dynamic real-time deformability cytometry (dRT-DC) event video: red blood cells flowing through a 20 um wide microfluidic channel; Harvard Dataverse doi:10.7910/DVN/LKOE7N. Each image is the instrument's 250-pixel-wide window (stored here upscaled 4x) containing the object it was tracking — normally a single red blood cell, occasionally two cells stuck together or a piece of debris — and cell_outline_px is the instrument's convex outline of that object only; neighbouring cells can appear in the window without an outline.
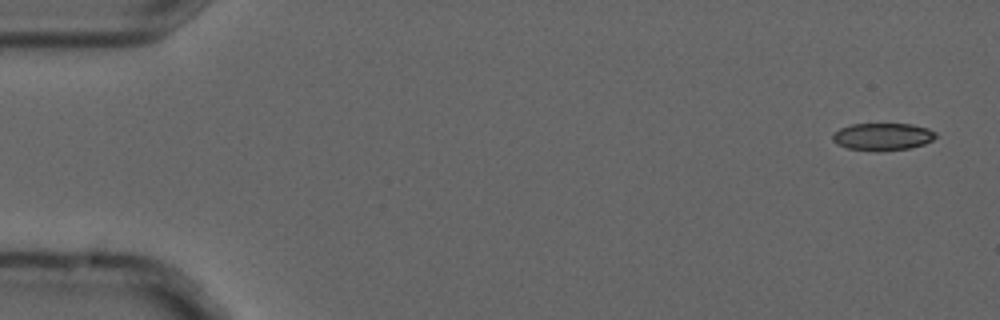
{"species": "common noctule bat (a hibernating species)", "species_latin": "Nyctalus noctula", "temperature_condition": "cold", "stored_images_in_passage": 4, "camera_frame_rate_fps": 3000, "um_per_image_px": 0.085, "animal": {"sex": "male", "forearm_length_mm": 52.5}, "frame": {"image": 1, "passage_image": 1, "time_ms": 0.0, "image_size_px": [1000, 320], "cell_outline_px": [[936, 136], [932, 140], [924, 144], [908, 148], [876, 152], [848, 148], [836, 144], [832, 140], [832, 136], [840, 128], [852, 124], [912, 124], [928, 128], [936, 132]], "centroid_in_image_um": [75.02, 11.62], "position_along_channel_um": 10.0, "area_um2": 16.47}}